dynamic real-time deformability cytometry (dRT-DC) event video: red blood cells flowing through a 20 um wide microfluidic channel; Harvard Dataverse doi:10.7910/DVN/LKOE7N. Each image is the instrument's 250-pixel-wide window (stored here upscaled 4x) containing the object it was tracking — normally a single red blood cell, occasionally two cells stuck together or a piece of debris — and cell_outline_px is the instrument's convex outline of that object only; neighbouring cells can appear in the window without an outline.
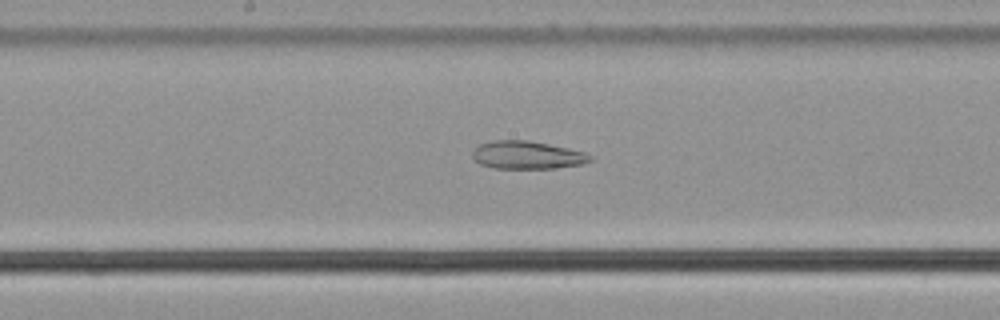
{"species": "common noctule bat (a hibernating species)", "species_latin": "Nyctalus noctula", "temperature_condition": "cold", "stored_images_in_passage": 43, "camera_frame_rate_fps": 3000, "um_per_image_px": 0.085, "animal": {"sex": "male", "body_mass_g": 21.5, "forearm_length_mm": 52.0}, "frame": {"image": 1, "passage_image": 23, "time_ms": 7.333, "image_size_px": [1000, 320], "cell_outline_px": [[592, 160], [584, 164], [552, 168], [492, 168], [480, 164], [472, 156], [472, 152], [480, 144], [496, 140], [528, 140], [568, 148], [584, 152], [592, 156]], "centroid_in_image_um": [44.82, 13.18], "position_along_channel_um": 203.4, "area_um2": 19.02}}
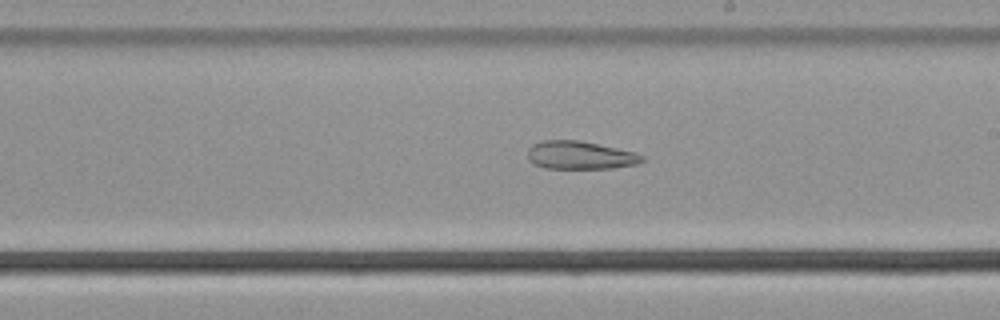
{"frame": {"image": 2, "passage_image": 26, "time_ms": 8.333, "image_size_px": [1000, 320], "cell_outline_px": [[644, 160], [636, 164], [612, 168], [544, 168], [532, 164], [528, 160], [528, 148], [532, 144], [540, 140], [580, 140], [636, 152], [644, 156]], "centroid_in_image_um": [49.27, 13.18], "position_along_channel_um": 239.7, "area_um2": 18.9}}
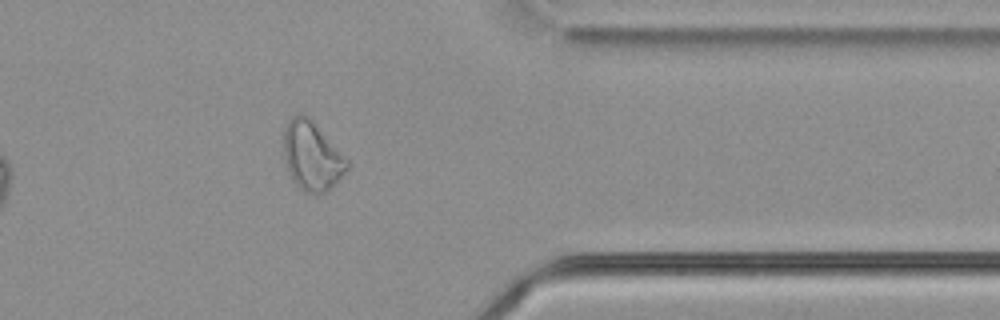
{"frame": {"image": 3, "passage_image": 39, "time_ms": 12.667, "image_size_px": [1000, 320], "cell_outline_px": [[348, 168], [324, 192], [304, 192], [292, 180], [288, 172], [280, 140], [284, 128], [288, 120], [292, 116], [300, 112], [304, 112], [312, 120], [348, 160]], "centroid_in_image_um": [26.42, 13.18], "position_along_channel_um": 385.0, "area_um2": 25.37}, "authors_computed_cell_mechanics": {"area_um2": 24.0448, "velocity_mm_per_s": 3.6482, "shape_relaxation_time_tau1_ms": null, "shape_relaxation_time_tau2_ms": 8.113, "deformation_change_tau1": null, "deformation_change_tau2": 0.1725}}